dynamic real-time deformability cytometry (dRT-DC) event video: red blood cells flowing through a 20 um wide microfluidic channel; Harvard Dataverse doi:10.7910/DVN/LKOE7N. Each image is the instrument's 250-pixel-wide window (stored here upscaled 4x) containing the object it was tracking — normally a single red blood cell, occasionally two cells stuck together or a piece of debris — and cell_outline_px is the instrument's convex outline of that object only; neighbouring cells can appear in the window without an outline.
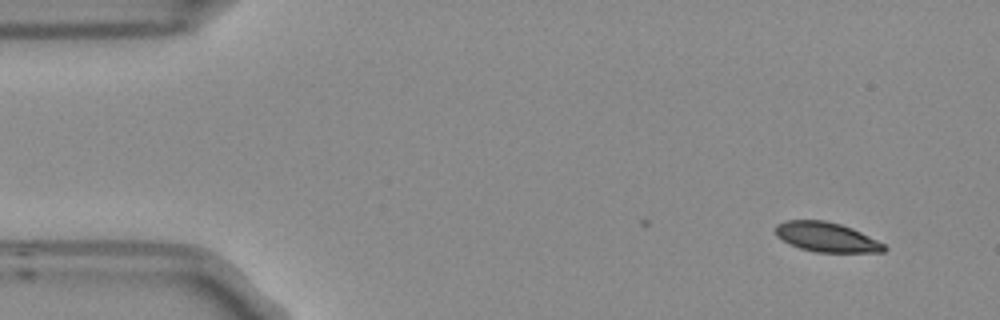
{"species": "Egyptian fruit bat (a non-hibernating species)", "species_latin": "Rousettus aegyptiacus", "temperature_condition": "room temperature", "stored_images_in_passage": 40, "camera_frame_rate_fps": 3000, "um_per_image_px": 0.085, "frame": {"image": 1, "passage_image": 1, "time_ms": 0.0, "image_size_px": [1000, 320], "cell_outline_px": [[888, 248], [884, 252], [816, 252], [800, 248], [776, 236], [776, 224], [784, 220], [824, 220], [840, 224], [852, 228], [884, 244]], "centroid_in_image_um": [70.25, 20.15], "position_along_channel_um": 14.7, "area_um2": 18.55}}
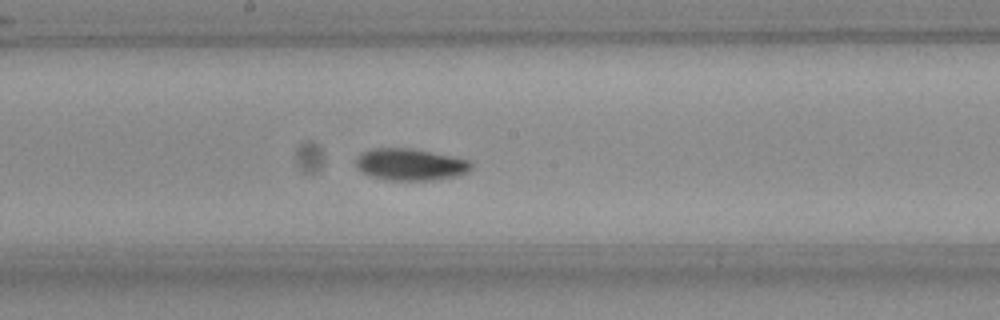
{"frame": {"image": 2, "passage_image": 25, "time_ms": 8.0, "image_size_px": [1000, 320], "cell_outline_px": [[472, 168], [468, 172], [456, 176], [432, 180], [384, 180], [360, 172], [356, 168], [356, 160], [360, 152], [372, 148], [412, 148], [452, 156], [468, 160], [472, 164]], "centroid_in_image_um": [34.84, 13.98], "position_along_channel_um": 213.4, "area_um2": 21.56}}
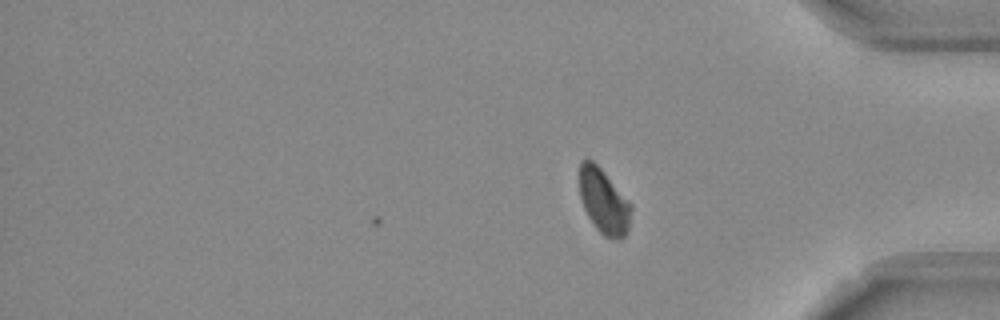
{"frame": {"image": 3, "passage_image": 40, "time_ms": 13.0, "image_size_px": [1000, 320], "cell_outline_px": [[632, 208], [628, 228], [624, 236], [616, 240], [604, 236], [596, 228], [588, 216], [584, 208], [580, 196], [580, 160], [592, 160], [604, 172], [632, 204]], "centroid_in_image_um": [51.33, 17.12], "position_along_channel_um": 383.9, "area_um2": 19.31}, "authors_computed_cell_mechanics": {"area_um2": 20.519, "velocity_mm_per_s": 3.7365, "shape_relaxation_time_tau1_ms": 4.7736, "shape_relaxation_time_tau2_ms": 2.7128, "deformation_change_tau1": 0.1281, "deformation_change_tau2": 0.0483}}